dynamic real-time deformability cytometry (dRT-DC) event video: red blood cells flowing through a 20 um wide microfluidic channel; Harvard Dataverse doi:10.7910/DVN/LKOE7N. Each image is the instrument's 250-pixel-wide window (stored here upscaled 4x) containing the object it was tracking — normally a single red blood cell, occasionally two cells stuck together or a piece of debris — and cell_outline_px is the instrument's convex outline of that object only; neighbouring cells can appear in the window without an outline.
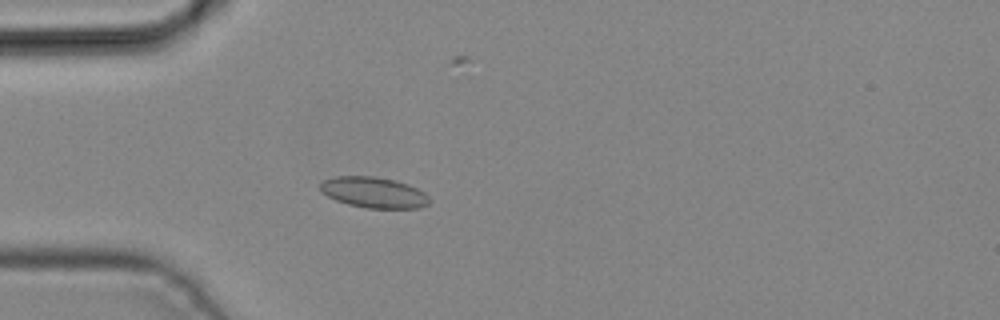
{"species": "common noctule bat (a hibernating species)", "species_latin": "Nyctalus noctula", "temperature_condition": "cold", "stored_images_in_passage": 4, "camera_frame_rate_fps": 3000, "um_per_image_px": 0.085, "animal": {"sex": "male", "body_mass_g": 19.2, "forearm_length_mm": 51.8}, "frame": {"image": 1, "passage_image": 4, "time_ms": 1.0, "image_size_px": [1000, 320], "cell_outline_px": [[432, 200], [428, 204], [420, 208], [364, 208], [348, 204], [336, 200], [320, 192], [320, 184], [324, 180], [336, 176], [376, 176], [396, 180], [408, 184], [424, 192]], "centroid_in_image_um": [31.78, 16.36], "position_along_channel_um": 53.2, "area_um2": 19.77}}